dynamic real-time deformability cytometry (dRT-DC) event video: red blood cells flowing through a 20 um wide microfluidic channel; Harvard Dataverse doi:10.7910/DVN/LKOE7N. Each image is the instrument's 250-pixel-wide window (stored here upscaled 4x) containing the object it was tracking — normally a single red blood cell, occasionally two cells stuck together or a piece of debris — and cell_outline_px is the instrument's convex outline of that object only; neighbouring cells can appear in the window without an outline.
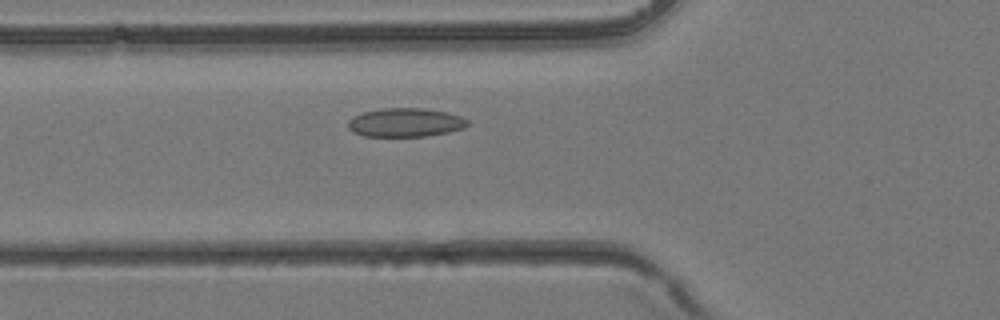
{"species": "common noctule bat (a hibernating species)", "species_latin": "Nyctalus noctula", "temperature_condition": "room temperature", "stored_images_in_passage": 16, "camera_frame_rate_fps": 3000, "um_per_image_px": 0.085, "animal": {"sex": "female", "body_mass_g": 24.6, "forearm_length_mm": 56.2}, "frame": {"image": 1, "passage_image": 4, "time_ms": 1.0, "image_size_px": [1000, 320], "cell_outline_px": [[468, 124], [464, 128], [448, 132], [424, 136], [364, 136], [352, 132], [348, 128], [348, 120], [364, 112], [384, 108], [424, 108], [448, 112], [460, 116], [468, 120]], "centroid_in_image_um": [34.46, 10.41], "position_along_channel_um": 91.3, "area_um2": 19.94}}
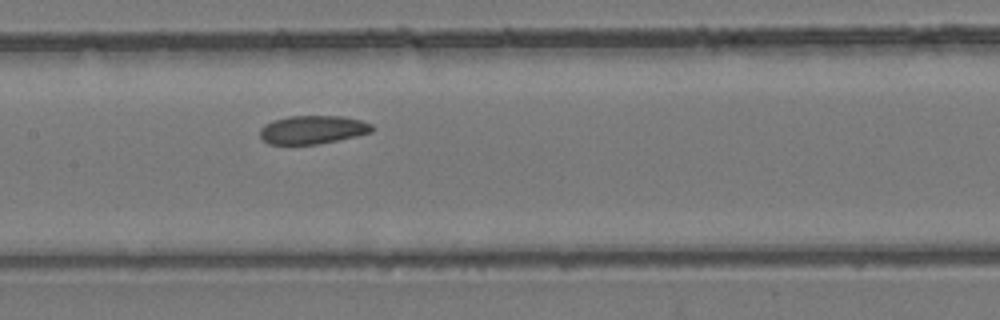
{"frame": {"image": 2, "passage_image": 9, "time_ms": 2.667, "image_size_px": [1000, 320], "cell_outline_px": [[372, 132], [356, 136], [316, 144], [268, 144], [260, 136], [260, 128], [264, 124], [272, 120], [288, 116], [344, 116], [360, 120], [372, 124]], "centroid_in_image_um": [26.55, 11.01], "position_along_channel_um": 180.9, "area_um2": 18.5}}
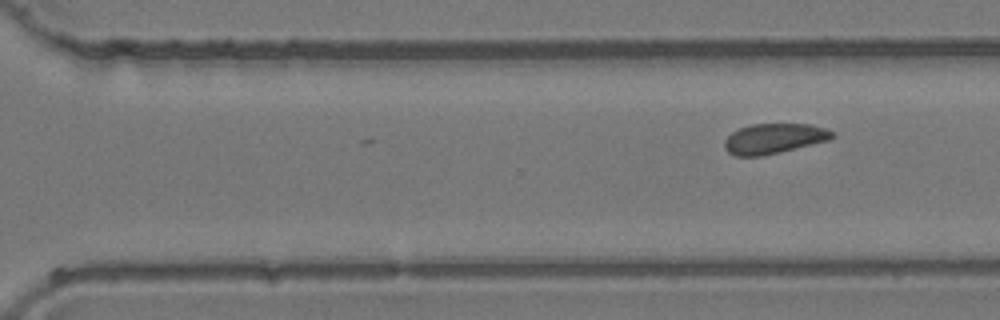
{"frame": {"image": 3, "passage_image": 16, "time_ms": 5.0, "image_size_px": [1000, 320], "cell_outline_px": [[832, 136], [828, 140], [764, 156], [736, 156], [728, 152], [724, 148], [724, 140], [732, 132], [740, 128], [752, 124], [808, 124], [824, 128], [832, 132]], "centroid_in_image_um": [65.72, 11.78], "position_along_channel_um": 304.9, "area_um2": 18.67}}